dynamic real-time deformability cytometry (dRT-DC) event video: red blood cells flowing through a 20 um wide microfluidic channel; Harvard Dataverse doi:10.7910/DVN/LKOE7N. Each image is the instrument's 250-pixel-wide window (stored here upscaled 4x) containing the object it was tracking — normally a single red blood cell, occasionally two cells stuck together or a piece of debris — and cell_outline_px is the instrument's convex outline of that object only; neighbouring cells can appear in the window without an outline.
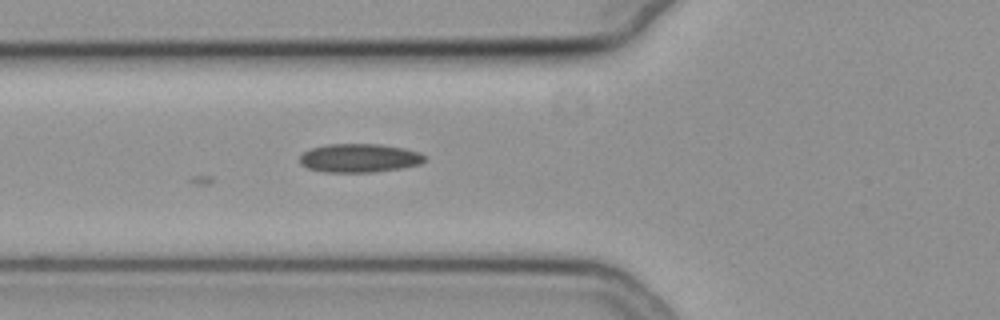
{"species": "common noctule bat (a hibernating species)", "species_latin": "Nyctalus noctula", "temperature_condition": "cold", "stored_images_in_passage": 20, "camera_frame_rate_fps": 3000, "um_per_image_px": 0.085, "animal": {"sex": "female", "body_mass_g": 19.3, "forearm_length_mm": 54.1}, "frame": {"image": 1, "passage_image": 20, "time_ms": 6.333, "image_size_px": [1000, 320], "cell_outline_px": [[424, 160], [420, 164], [400, 168], [372, 172], [324, 172], [308, 168], [300, 164], [300, 156], [304, 152], [312, 148], [328, 144], [380, 144], [404, 148], [420, 152], [424, 156]], "centroid_in_image_um": [30.53, 13.43], "position_along_channel_um": 95.3, "area_um2": 20.75}}